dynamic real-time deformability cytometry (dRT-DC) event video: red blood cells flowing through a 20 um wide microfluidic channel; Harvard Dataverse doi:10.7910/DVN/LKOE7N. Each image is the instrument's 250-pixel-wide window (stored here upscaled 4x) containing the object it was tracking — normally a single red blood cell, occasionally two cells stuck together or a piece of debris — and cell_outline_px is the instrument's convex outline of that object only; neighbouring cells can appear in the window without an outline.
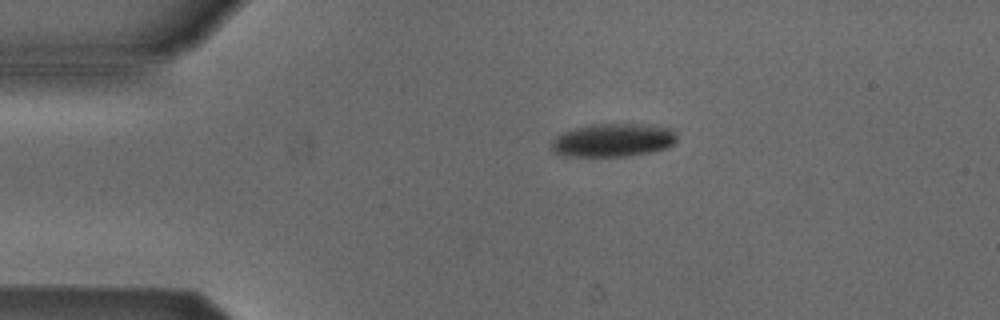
{"species": "Egyptian fruit bat (a non-hibernating species)", "species_latin": "Rousettus aegyptiacus", "temperature_condition": "cold", "stored_images_in_passage": 3, "camera_frame_rate_fps": 3000, "um_per_image_px": 0.085, "animal": {"sex": "male"}, "frame": {"image": 1, "passage_image": 2, "time_ms": 1.333, "image_size_px": [1000, 320], "cell_outline_px": [[676, 140], [672, 144], [664, 148], [652, 152], [628, 156], [560, 156], [552, 152], [552, 140], [556, 136], [564, 132], [576, 128], [592, 124], [644, 124], [676, 128]], "centroid_in_image_um": [52.12, 11.91], "position_along_channel_um": 32.9, "area_um2": 24.51}}